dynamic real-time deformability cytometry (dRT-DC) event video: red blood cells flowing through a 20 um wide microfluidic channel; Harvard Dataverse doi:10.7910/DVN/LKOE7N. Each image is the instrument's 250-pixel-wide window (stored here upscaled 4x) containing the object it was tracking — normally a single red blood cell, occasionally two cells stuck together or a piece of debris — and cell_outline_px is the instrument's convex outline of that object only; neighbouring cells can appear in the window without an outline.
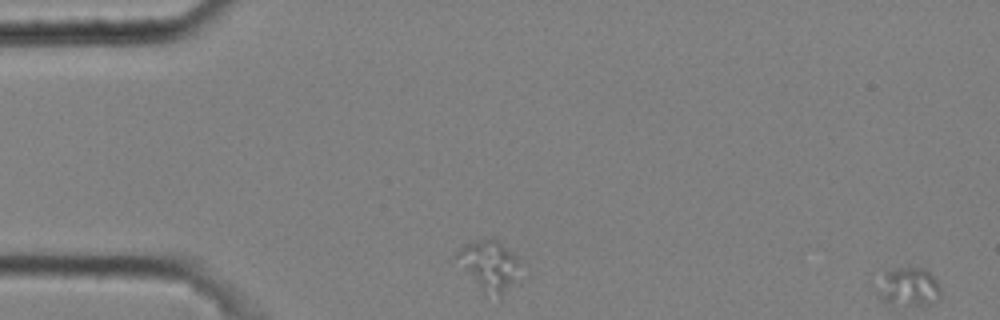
{"species": "common noctule bat (a hibernating species)", "species_latin": "Nyctalus noctula", "temperature_condition": "cold", "stored_images_in_passage": 12, "camera_frame_rate_fps": 3000, "um_per_image_px": 0.085, "animal": {"sex": "male", "body_mass_g": 20.4}, "frame": {"image": 1, "passage_image": 1, "time_ms": 0.0, "image_size_px": [1000, 320], "cell_outline_px": [[940, 300], [928, 304], [888, 304], [880, 296], [880, 292], [884, 272], [896, 268], [924, 268], [940, 284]], "centroid_in_image_um": [77.31, 24.39], "position_along_channel_um": 7.7, "area_um2": 13.7}}